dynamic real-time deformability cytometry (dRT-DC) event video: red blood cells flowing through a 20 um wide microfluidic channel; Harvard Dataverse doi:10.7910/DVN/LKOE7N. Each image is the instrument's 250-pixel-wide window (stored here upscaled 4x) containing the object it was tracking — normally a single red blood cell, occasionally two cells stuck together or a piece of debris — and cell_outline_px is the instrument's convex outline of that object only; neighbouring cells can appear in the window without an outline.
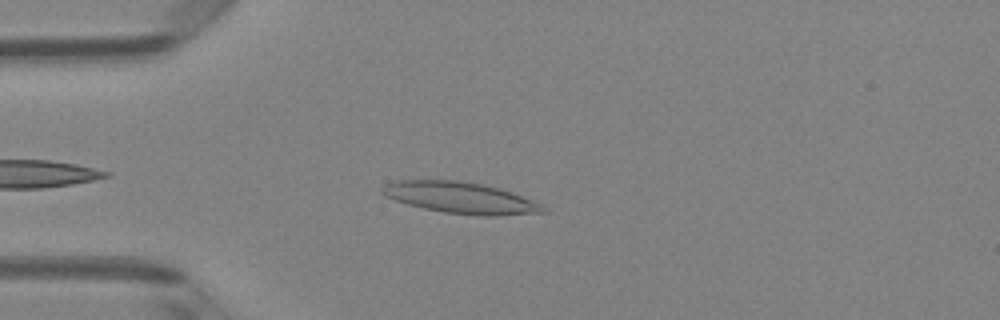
{"species": "Egyptian fruit bat (a non-hibernating species)", "species_latin": "Rousettus aegyptiacus", "temperature_condition": "room temperature", "stored_images_in_passage": 38, "camera_frame_rate_fps": 3000, "um_per_image_px": 0.085, "animal": {"sex": "female"}, "frame": {"image": 1, "passage_image": 5, "time_ms": 1.333, "image_size_px": [1000, 320], "cell_outline_px": [[548, 212], [500, 216], [480, 216], [444, 212], [424, 208], [408, 204], [384, 196], [380, 192], [380, 188], [384, 184], [400, 180], [460, 180], [500, 188], [512, 192], [544, 204], [548, 208]], "centroid_in_image_um": [39.2, 16.82], "position_along_channel_um": 45.8, "area_um2": 29.71}}
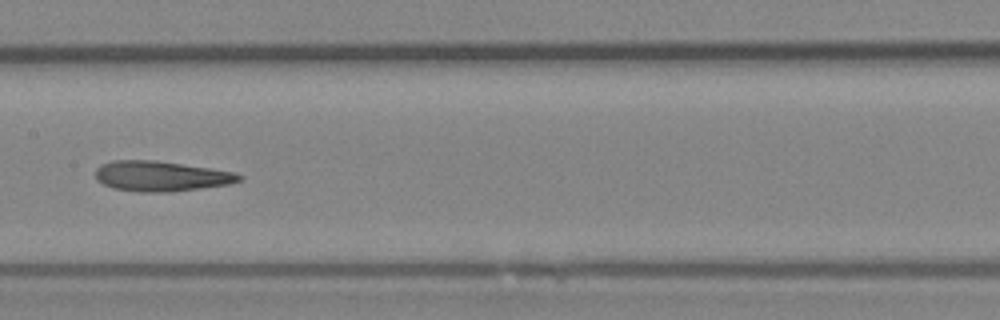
{"frame": {"image": 2, "passage_image": 17, "time_ms": 5.333, "image_size_px": [1000, 320], "cell_outline_px": [[244, 180], [228, 184], [172, 192], [140, 192], [112, 188], [96, 180], [96, 168], [100, 164], [112, 160], [156, 160], [208, 168], [232, 172], [244, 176]], "centroid_in_image_um": [13.66, 14.97], "position_along_channel_um": 193.7, "area_um2": 25.32}}
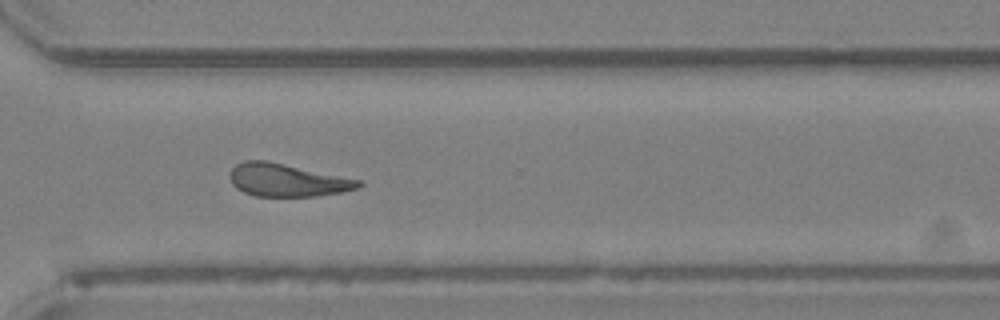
{"frame": {"image": 3, "passage_image": 28, "time_ms": 9.0, "image_size_px": [1000, 320], "cell_outline_px": [[364, 184], [356, 188], [340, 192], [316, 196], [256, 196], [244, 192], [236, 188], [232, 184], [232, 168], [236, 164], [244, 160], [264, 160], [364, 180]], "centroid_in_image_um": [24.45, 15.31], "position_along_channel_um": 346.2, "area_um2": 24.39}, "authors_computed_cell_mechanics": {"area_um2": 25.0563, "velocity_mm_per_s": 4.166, "shape_relaxation_time_tau1_ms": null, "shape_relaxation_time_tau2_ms": 3.5973, "deformation_change_tau1": null, "deformation_change_tau2": 0.1452}}